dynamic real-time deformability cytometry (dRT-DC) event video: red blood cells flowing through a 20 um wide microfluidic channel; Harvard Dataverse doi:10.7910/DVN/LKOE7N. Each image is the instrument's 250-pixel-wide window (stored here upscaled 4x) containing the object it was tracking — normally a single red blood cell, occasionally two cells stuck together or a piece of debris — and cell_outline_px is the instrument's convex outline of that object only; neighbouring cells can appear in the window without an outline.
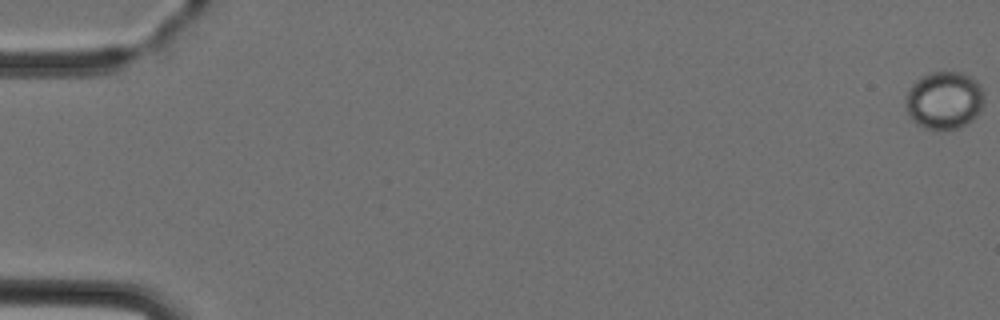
{"species": "Egyptian fruit bat (a non-hibernating species)", "species_latin": "Rousettus aegyptiacus", "temperature_condition": "cold", "stored_images_in_passage": 6, "camera_frame_rate_fps": 3000, "um_per_image_px": 0.085, "animal": {"sex": "female"}, "frame": {"image": 1, "passage_image": 1, "time_ms": 0.0, "image_size_px": [1000, 320], "cell_outline_px": [[984, 104], [972, 120], [968, 124], [960, 128], [924, 128], [916, 124], [908, 116], [904, 108], [904, 100], [912, 84], [916, 80], [932, 72], [960, 72], [972, 76], [980, 84], [984, 96]], "centroid_in_image_um": [80.25, 8.52], "position_along_channel_um": 4.8, "area_um2": 26.59}}